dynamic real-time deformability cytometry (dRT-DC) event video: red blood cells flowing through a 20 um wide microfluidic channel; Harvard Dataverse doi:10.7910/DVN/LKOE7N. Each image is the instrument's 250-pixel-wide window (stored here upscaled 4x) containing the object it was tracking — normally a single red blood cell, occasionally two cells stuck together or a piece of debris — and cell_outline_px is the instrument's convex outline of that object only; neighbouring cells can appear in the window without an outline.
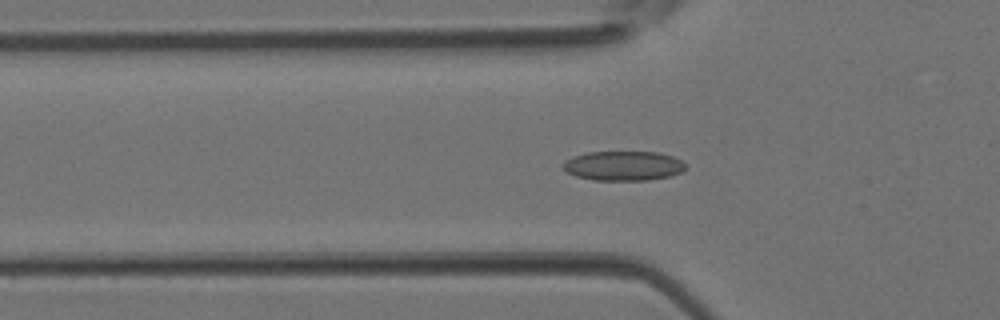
{"species": "Egyptian fruit bat (a non-hibernating species)", "species_latin": "Rousettus aegyptiacus", "temperature_condition": "room temperature", "stored_images_in_passage": 36, "camera_frame_rate_fps": 3000, "um_per_image_px": 0.085, "animal": {"sex": "female"}, "frame": {"image": 1, "passage_image": 7, "time_ms": 2.0, "image_size_px": [1000, 320], "cell_outline_px": [[688, 168], [680, 172], [668, 176], [648, 180], [592, 180], [576, 176], [568, 172], [564, 168], [564, 164], [572, 156], [588, 152], [660, 152], [672, 156], [680, 160]], "centroid_in_image_um": [53.01, 14.09], "position_along_channel_um": 72.8, "area_um2": 20.92}}
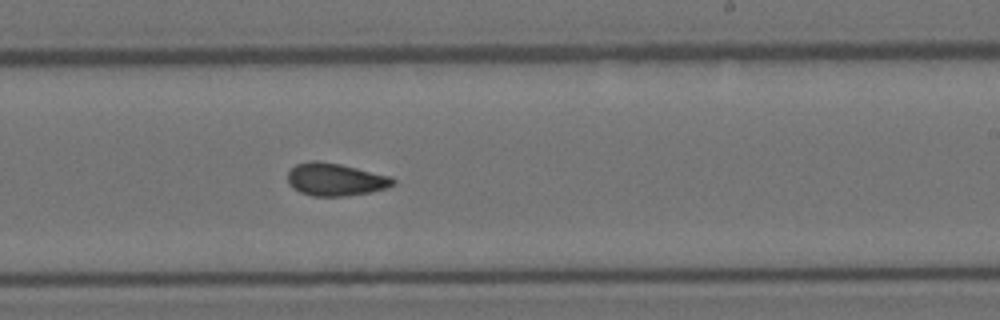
{"frame": {"image": 2, "passage_image": 19, "time_ms": 6.0, "image_size_px": [1000, 320], "cell_outline_px": [[396, 184], [372, 192], [344, 196], [312, 196], [300, 192], [292, 188], [288, 184], [288, 172], [296, 164], [312, 160], [316, 160], [340, 164], [392, 176], [396, 180]], "centroid_in_image_um": [28.51, 15.26], "position_along_channel_um": 260.5, "area_um2": 20.17}}
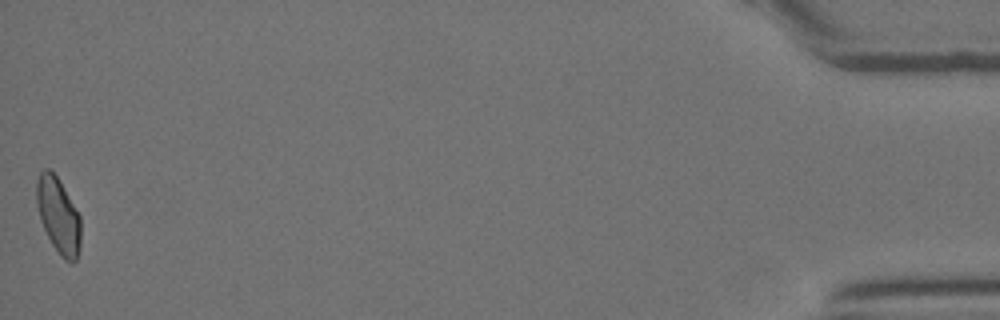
{"frame": {"image": 3, "passage_image": 36, "time_ms": 11.667, "image_size_px": [1000, 320], "cell_outline_px": [[80, 248], [76, 260], [72, 264], [64, 260], [60, 256], [52, 244], [40, 220], [36, 204], [36, 180], [40, 172], [44, 168], [48, 168], [60, 180], [80, 216]], "centroid_in_image_um": [4.95, 18.32], "position_along_channel_um": 430.2, "area_um2": 19.65}}